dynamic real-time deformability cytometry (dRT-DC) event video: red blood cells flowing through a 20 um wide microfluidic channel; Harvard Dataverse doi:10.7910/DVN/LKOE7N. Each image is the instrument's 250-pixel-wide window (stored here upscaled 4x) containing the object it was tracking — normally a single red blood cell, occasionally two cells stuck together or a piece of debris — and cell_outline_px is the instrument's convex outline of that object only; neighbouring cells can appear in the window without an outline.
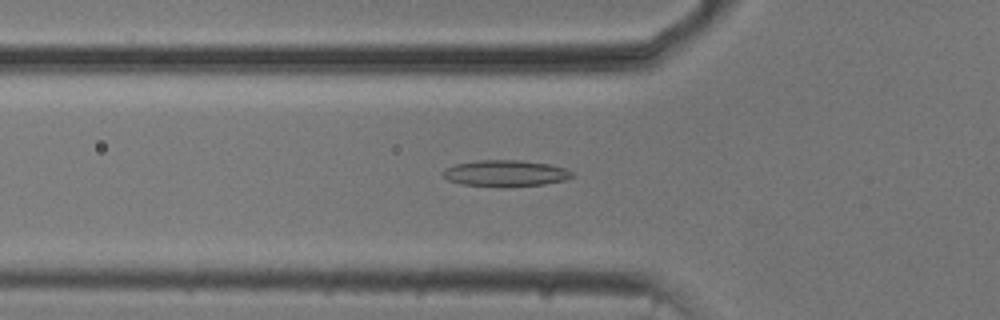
{"species": "common noctule bat (a hibernating species)", "species_latin": "Nyctalus noctula", "temperature_condition": "cold", "stored_images_in_passage": 41, "camera_frame_rate_fps": 3000, "um_per_image_px": 0.085, "animal": {"sex": "male", "body_mass_g": 20.5, "forearm_length_mm": 52.5}, "frame": {"image": 1, "passage_image": 9, "time_ms": 2.667, "image_size_px": [1000, 320], "cell_outline_px": [[572, 176], [564, 180], [544, 184], [504, 188], [500, 188], [460, 184], [448, 180], [440, 172], [444, 168], [456, 164], [476, 160], [520, 160], [552, 164], [564, 168], [572, 172]], "centroid_in_image_um": [42.92, 14.74], "position_along_channel_um": 82.9, "area_um2": 20.23}}
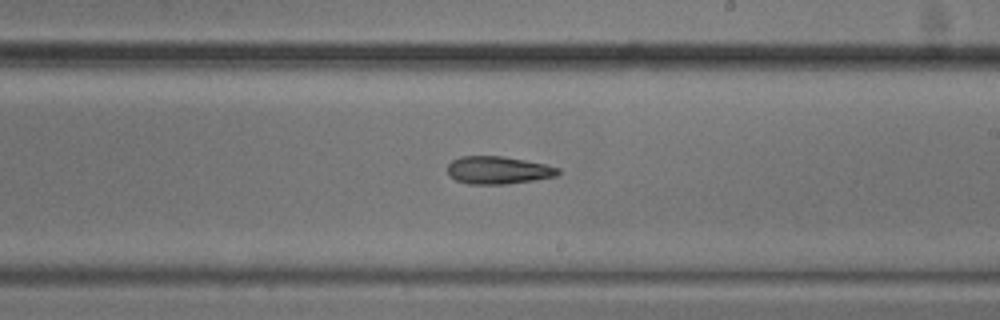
{"frame": {"image": 2, "passage_image": 22, "time_ms": 7.0, "image_size_px": [1000, 320], "cell_outline_px": [[560, 172], [556, 176], [532, 180], [504, 184], [468, 184], [456, 180], [448, 172], [448, 164], [452, 160], [460, 156], [500, 156], [524, 160], [544, 164], [560, 168]], "centroid_in_image_um": [42.33, 14.46], "position_along_channel_um": 246.7, "area_um2": 17.63}}
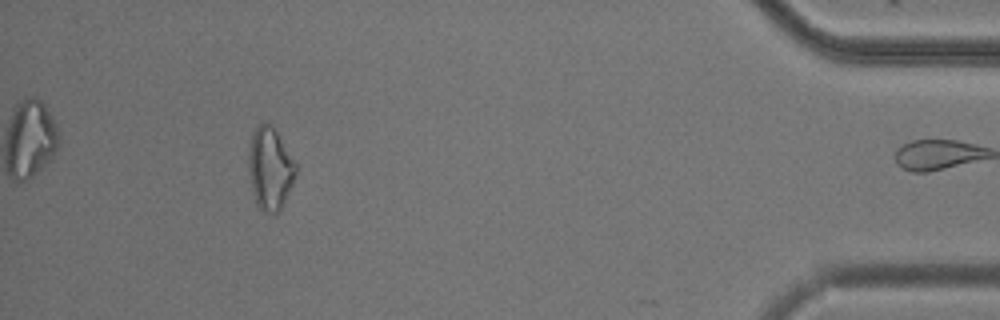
{"frame": {"image": 3, "passage_image": 40, "time_ms": 13.0, "image_size_px": [1000, 320], "cell_outline_px": [[296, 172], [292, 184], [280, 208], [276, 212], [268, 212], [260, 208], [256, 204], [252, 192], [248, 172], [248, 152], [252, 132], [256, 124], [264, 120], [268, 120], [272, 124], [296, 164]], "centroid_in_image_um": [22.91, 14.23], "position_along_channel_um": 412.3, "area_um2": 22.72}, "authors_computed_cell_mechanics": {"area_um2": 18.2648, "velocity_mm_per_s": 3.76, "shape_relaxation_time_tau1_ms": 9.771, "shape_relaxation_time_tau2_ms": null, "deformation_change_tau1": 0.17, "deformation_change_tau2": null}}